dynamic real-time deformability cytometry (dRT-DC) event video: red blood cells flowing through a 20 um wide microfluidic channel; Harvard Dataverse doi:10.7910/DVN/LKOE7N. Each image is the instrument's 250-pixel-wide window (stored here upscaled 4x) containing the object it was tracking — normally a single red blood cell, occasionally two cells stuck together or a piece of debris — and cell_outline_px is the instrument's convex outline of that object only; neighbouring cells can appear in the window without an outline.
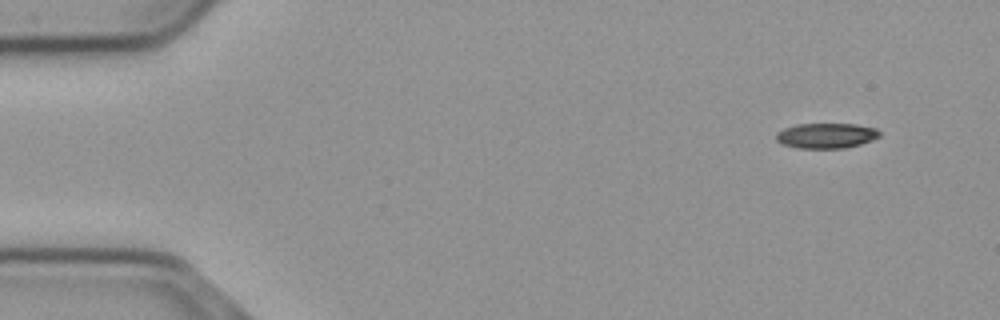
{"species": "common noctule bat (a hibernating species)", "species_latin": "Nyctalus noctula", "temperature_condition": "cold", "stored_images_in_passage": 50, "camera_frame_rate_fps": 3000, "um_per_image_px": 0.085, "animal": {"sex": "male", "body_mass_g": 23.1, "forearm_length_mm": 52.7}, "frame": {"image": 1, "passage_image": 1, "time_ms": 0.0, "image_size_px": [1000, 320], "cell_outline_px": [[880, 136], [872, 140], [860, 144], [844, 148], [796, 148], [784, 144], [776, 140], [776, 132], [784, 128], [796, 124], [856, 124], [876, 128], [880, 132]], "centroid_in_image_um": [70.23, 11.52], "position_along_channel_um": 14.8, "area_um2": 15.2}}
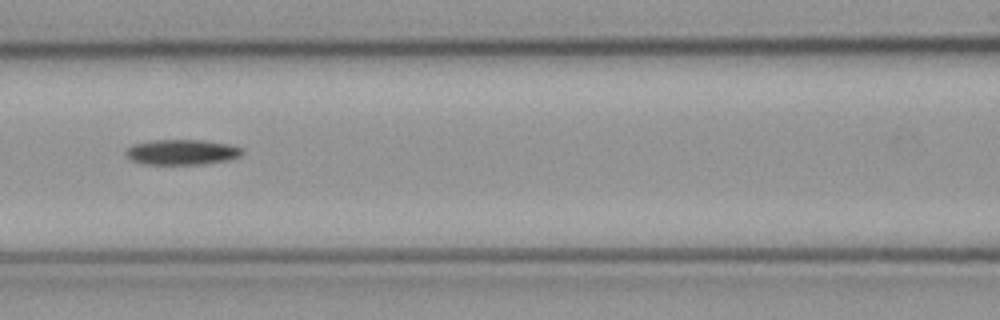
{"frame": {"image": 2, "passage_image": 21, "time_ms": 6.667, "image_size_px": [1000, 320], "cell_outline_px": [[244, 152], [240, 156], [228, 160], [204, 164], [144, 164], [132, 160], [124, 152], [132, 144], [152, 140], [204, 140], [232, 144], [244, 148]], "centroid_in_image_um": [15.51, 12.92], "position_along_channel_um": 151.1, "area_um2": 17.34}}
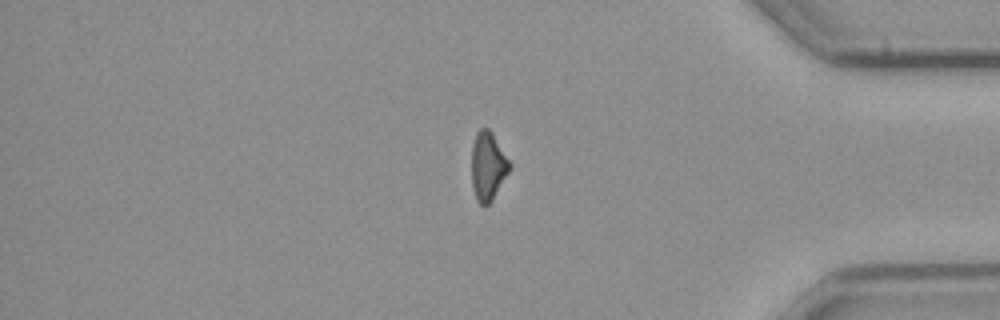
{"frame": {"image": 3, "passage_image": 43, "time_ms": 14.0, "image_size_px": [1000, 320], "cell_outline_px": [[512, 168], [492, 200], [484, 208], [476, 200], [472, 188], [472, 144], [476, 132], [480, 128], [488, 128], [492, 132], [512, 164]], "centroid_in_image_um": [41.48, 14.13], "position_along_channel_um": 393.7, "area_um2": 15.49}}